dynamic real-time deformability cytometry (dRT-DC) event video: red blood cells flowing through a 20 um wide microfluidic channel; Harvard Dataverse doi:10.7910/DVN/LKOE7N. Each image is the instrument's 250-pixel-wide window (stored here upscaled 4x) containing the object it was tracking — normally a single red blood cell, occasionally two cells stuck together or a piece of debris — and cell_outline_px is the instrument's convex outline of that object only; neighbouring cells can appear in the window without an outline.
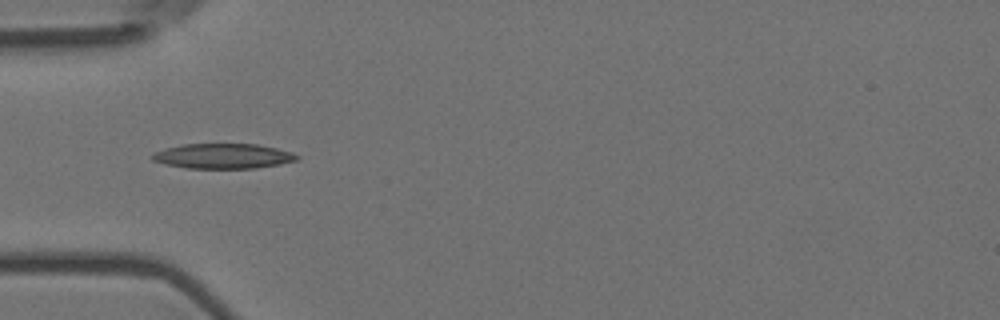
{"species": "Egyptian fruit bat (a non-hibernating species)", "species_latin": "Rousettus aegyptiacus", "temperature_condition": "room temperature", "stored_images_in_passage": 7, "camera_frame_rate_fps": 3000, "um_per_image_px": 0.085, "animal": {"sex": "female"}, "frame": {"image": 1, "passage_image": 5, "time_ms": 1.333, "image_size_px": [1000, 320], "cell_outline_px": [[300, 156], [296, 160], [280, 164], [256, 168], [188, 168], [164, 164], [152, 160], [148, 156], [164, 148], [184, 144], [256, 144], [276, 148], [292, 152]], "centroid_in_image_um": [18.93, 13.26], "position_along_channel_um": 66.1, "area_um2": 21.1}}
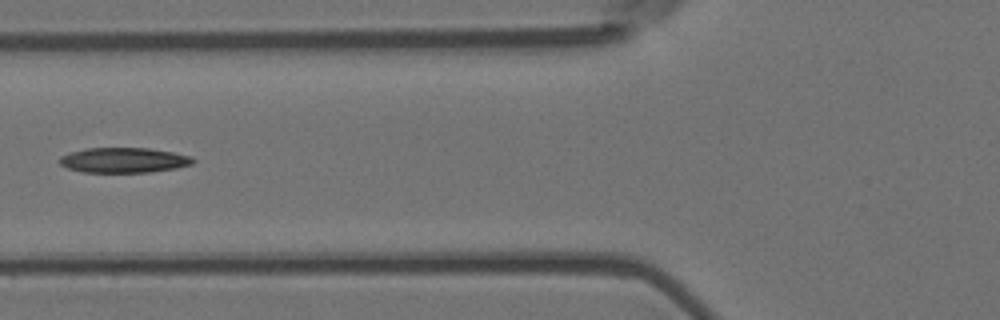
{"frame": {"image": 2, "passage_image": 6, "time_ms": 1.667, "image_size_px": [1000, 320], "cell_outline_px": [[196, 160], [192, 164], [176, 168], [148, 172], [80, 172], [68, 168], [60, 164], [60, 156], [68, 152], [88, 148], [148, 148], [172, 152], [192, 156]], "centroid_in_image_um": [10.52, 13.61], "position_along_channel_um": 115.3, "area_um2": 19.54}}
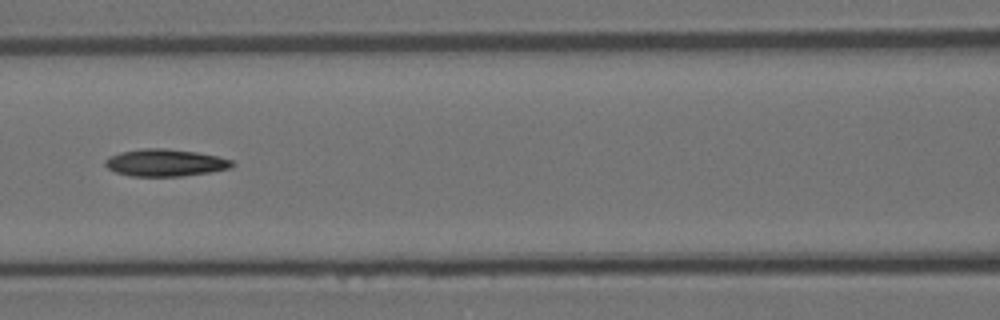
{"frame": {"image": 3, "passage_image": 7, "time_ms": 2.0, "image_size_px": [1000, 320], "cell_outline_px": [[236, 164], [232, 168], [212, 172], [180, 176], [128, 176], [116, 172], [108, 168], [104, 164], [104, 160], [108, 156], [120, 152], [144, 148], [164, 148], [196, 152], [216, 156], [232, 160]], "centroid_in_image_um": [14.04, 13.83], "position_along_channel_um": 152.6, "area_um2": 20.23}}